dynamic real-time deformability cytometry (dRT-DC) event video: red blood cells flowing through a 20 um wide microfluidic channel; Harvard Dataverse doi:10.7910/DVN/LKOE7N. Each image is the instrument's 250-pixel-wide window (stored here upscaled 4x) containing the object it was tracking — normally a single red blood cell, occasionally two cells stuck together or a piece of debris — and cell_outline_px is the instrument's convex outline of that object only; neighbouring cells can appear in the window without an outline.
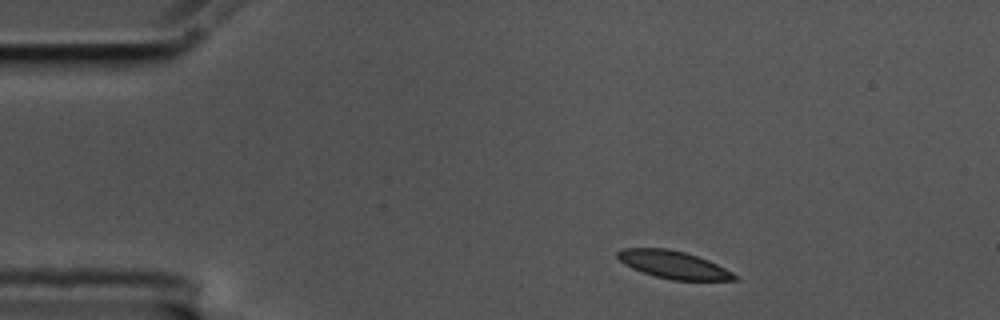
{"species": "common noctule bat (a hibernating species)", "species_latin": "Nyctalus noctula", "temperature_condition": "cold", "stored_images_in_passage": 22, "camera_frame_rate_fps": 3000, "um_per_image_px": 0.085, "animal": {"sex": "male", "body_mass_g": 17.5, "forearm_length_mm": 52.3}, "frame": {"image": 1, "passage_image": 1, "time_ms": 0.0, "image_size_px": [1000, 320], "cell_outline_px": [[740, 280], [672, 280], [656, 276], [632, 268], [624, 264], [616, 256], [616, 252], [620, 248], [668, 248], [684, 252], [708, 260], [740, 276]], "centroid_in_image_um": [57.24, 22.49], "position_along_channel_um": 27.8, "area_um2": 18.79}}
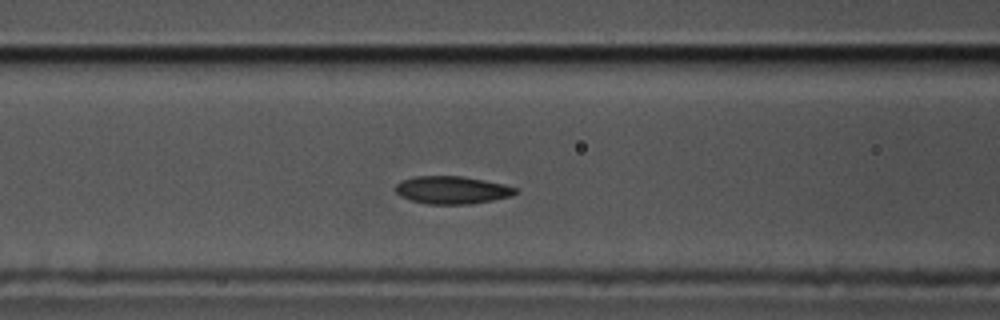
{"frame": {"image": 2, "passage_image": 15, "time_ms": 4.667, "image_size_px": [1000, 320], "cell_outline_px": [[516, 192], [512, 196], [492, 200], [468, 204], [424, 204], [400, 196], [396, 192], [396, 184], [400, 180], [412, 176], [460, 176], [484, 180], [504, 184], [516, 188]], "centroid_in_image_um": [38.38, 16.14], "position_along_channel_um": 128.2, "area_um2": 19.36}}
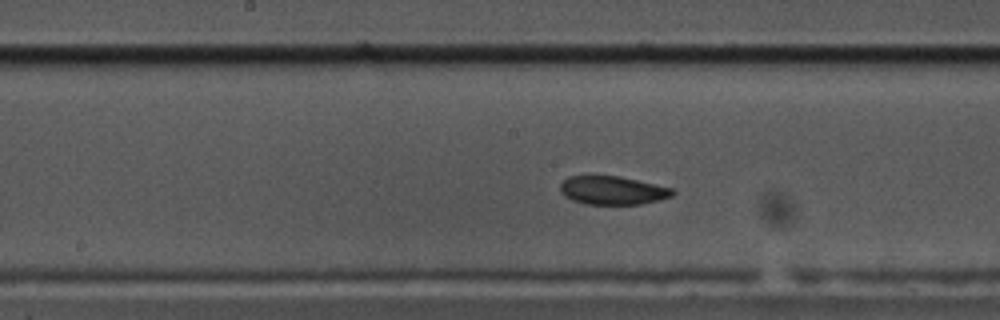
{"frame": {"image": 3, "passage_image": 21, "time_ms": 6.667, "image_size_px": [1000, 320], "cell_outline_px": [[676, 192], [672, 196], [660, 200], [640, 204], [584, 204], [572, 200], [564, 196], [560, 192], [560, 184], [568, 176], [620, 176], [672, 188]], "centroid_in_image_um": [52.06, 16.18], "position_along_channel_um": 196.1, "area_um2": 18.67}}